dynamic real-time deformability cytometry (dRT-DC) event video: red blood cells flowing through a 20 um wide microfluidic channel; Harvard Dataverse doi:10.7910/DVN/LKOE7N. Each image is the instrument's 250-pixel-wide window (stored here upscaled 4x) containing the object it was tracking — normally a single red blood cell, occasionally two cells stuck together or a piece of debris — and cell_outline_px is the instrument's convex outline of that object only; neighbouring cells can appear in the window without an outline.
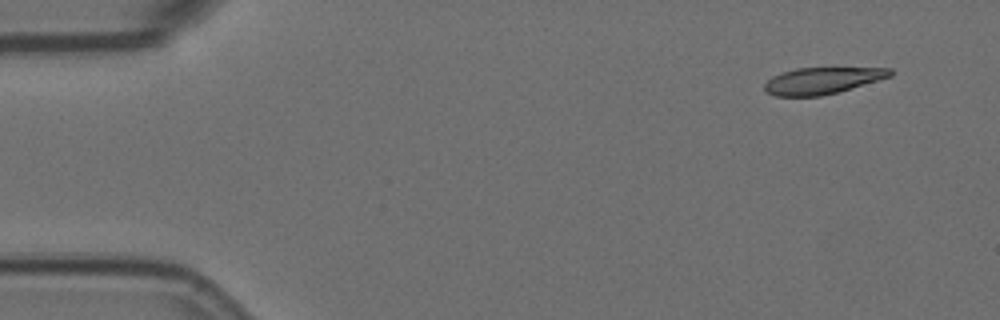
{"species": "Egyptian fruit bat (a non-hibernating species)", "species_latin": "Rousettus aegyptiacus", "temperature_condition": "room temperature", "stored_images_in_passage": 3, "camera_frame_rate_fps": 3000, "um_per_image_px": 0.085, "animal": {"sex": "female"}, "frame": {"image": 1, "passage_image": 1, "time_ms": 0.0, "image_size_px": [1000, 320], "cell_outline_px": [[892, 76], [840, 92], [820, 96], [776, 96], [768, 92], [764, 88], [764, 84], [772, 76], [796, 68], [892, 68]], "centroid_in_image_um": [69.91, 6.86], "position_along_channel_um": 15.1, "area_um2": 19.42}}